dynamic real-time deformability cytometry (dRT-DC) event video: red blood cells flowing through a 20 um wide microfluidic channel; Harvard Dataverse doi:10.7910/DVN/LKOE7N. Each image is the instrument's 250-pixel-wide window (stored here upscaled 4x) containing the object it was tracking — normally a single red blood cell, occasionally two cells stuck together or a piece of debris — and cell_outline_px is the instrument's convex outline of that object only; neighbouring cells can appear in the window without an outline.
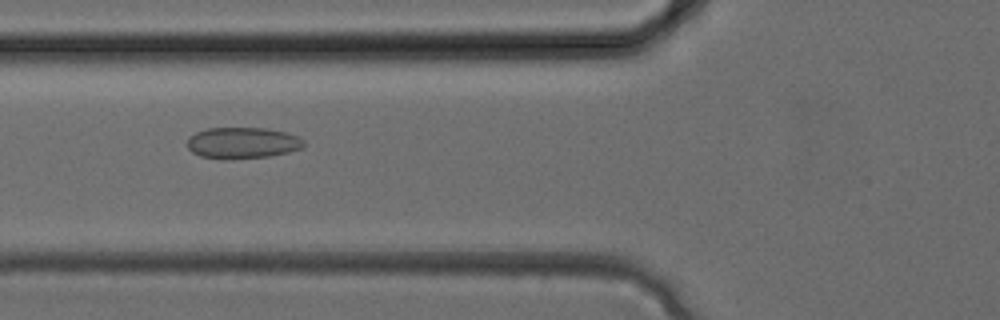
{"species": "common noctule bat (a hibernating species)", "species_latin": "Nyctalus noctula", "temperature_condition": "cold", "stored_images_in_passage": 28, "camera_frame_rate_fps": 3000, "um_per_image_px": 0.085, "animal": {"sex": "female", "body_mass_g": 24.6, "forearm_length_mm": 56.2}, "frame": {"image": 1, "passage_image": 7, "time_ms": 2.0, "image_size_px": [1000, 320], "cell_outline_px": [[304, 144], [300, 148], [288, 152], [268, 156], [232, 160], [224, 160], [200, 156], [192, 152], [188, 148], [188, 136], [196, 132], [208, 128], [264, 128], [284, 132], [296, 136], [304, 140]], "centroid_in_image_um": [20.56, 12.16], "position_along_channel_um": 105.2, "area_um2": 21.27}}
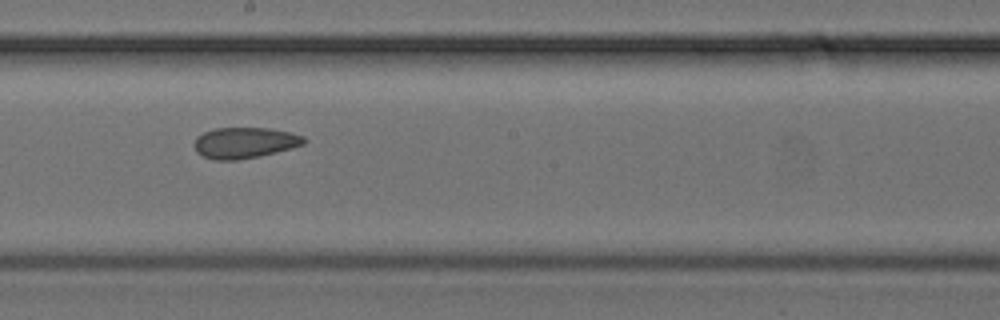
{"frame": {"image": 2, "passage_image": 13, "time_ms": 4.0, "image_size_px": [1000, 320], "cell_outline_px": [[308, 140], [304, 144], [292, 148], [276, 152], [236, 160], [212, 160], [196, 152], [196, 136], [212, 128], [268, 128], [288, 132], [304, 136]], "centroid_in_image_um": [20.8, 12.13], "position_along_channel_um": 227.4, "area_um2": 19.65}}
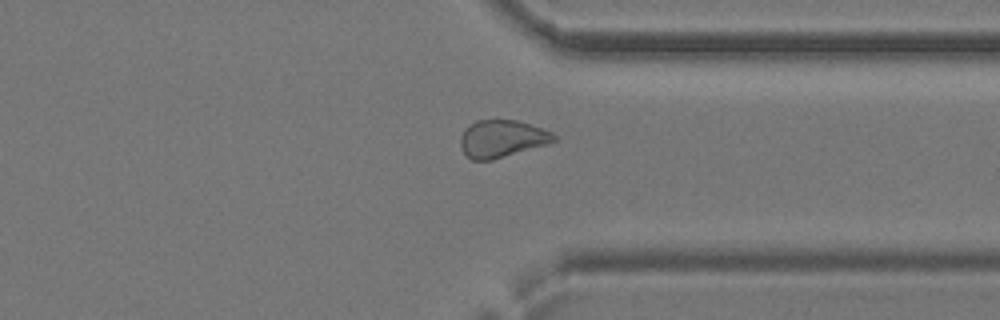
{"frame": {"image": 3, "passage_image": 20, "time_ms": 6.333, "image_size_px": [1000, 320], "cell_outline_px": [[556, 140], [544, 144], [492, 160], [472, 160], [464, 152], [460, 144], [460, 136], [464, 128], [476, 120], [516, 120], [552, 132], [556, 136]], "centroid_in_image_um": [42.6, 11.78], "position_along_channel_um": 368.8, "area_um2": 19.94}}